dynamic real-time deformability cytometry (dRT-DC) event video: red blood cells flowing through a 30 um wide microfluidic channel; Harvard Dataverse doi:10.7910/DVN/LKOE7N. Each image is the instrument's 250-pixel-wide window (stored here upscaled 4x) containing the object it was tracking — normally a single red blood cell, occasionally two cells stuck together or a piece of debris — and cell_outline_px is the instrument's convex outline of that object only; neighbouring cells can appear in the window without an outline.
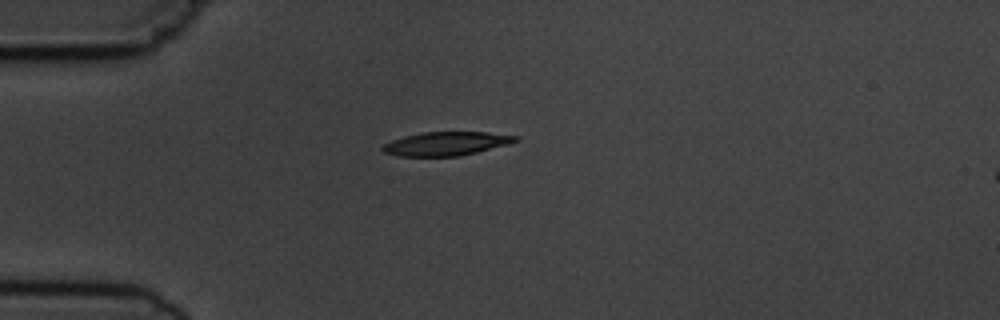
{"species": "common noctule bat (a hibernating species)", "species_latin": "Nyctalus noctula", "temperature_condition": "cold", "stored_images_in_passage": 2, "camera_frame_rate_fps": 3000, "um_per_image_px": 0.085, "animal": {"sex": "male", "body_mass_g": 19.5, "forearm_length_mm": 54.6}, "frame": {"image": 1, "passage_image": 2, "time_ms": 2.0, "image_size_px": [1000, 320], "cell_outline_px": [[520, 140], [508, 144], [460, 156], [400, 156], [384, 152], [380, 148], [384, 144], [392, 140], [404, 136], [424, 132], [488, 132], [516, 136]], "centroid_in_image_um": [37.91, 12.21], "position_along_channel_um": 47.1, "area_um2": 18.21}}